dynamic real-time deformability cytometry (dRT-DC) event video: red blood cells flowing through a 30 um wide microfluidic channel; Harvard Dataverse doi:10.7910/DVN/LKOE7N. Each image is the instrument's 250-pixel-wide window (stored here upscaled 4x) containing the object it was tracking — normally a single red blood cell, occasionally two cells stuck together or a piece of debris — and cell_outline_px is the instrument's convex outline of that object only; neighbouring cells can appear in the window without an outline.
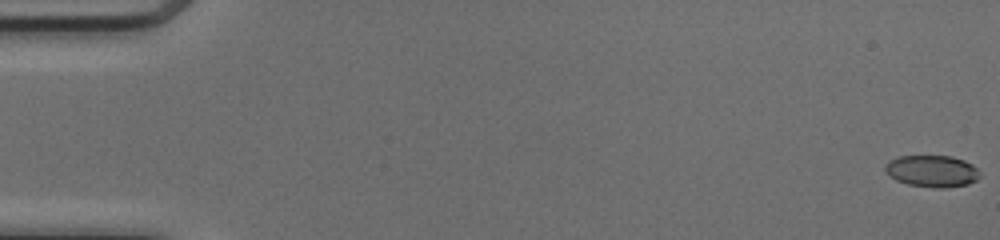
{"species": "common noctule bat (a hibernating species)", "species_latin": "Nyctalus noctula", "temperature_condition": "cold", "stored_images_in_passage": 51, "camera_frame_rate_fps": 3000, "um_per_image_px": 0.085, "animal": {"sex": "female", "body_mass_g": 17.0, "forearm_length_mm": 48.0}, "frame": {"image": 1, "passage_image": 1, "time_ms": 0.0, "image_size_px": [1000, 240], "cell_outline_px": [[980, 176], [976, 180], [968, 184], [944, 188], [936, 188], [908, 184], [896, 180], [884, 168], [884, 164], [888, 160], [900, 156], [952, 156], [964, 160], [972, 164], [980, 172]], "centroid_in_image_um": [79.24, 14.54], "position_along_channel_um": 5.8, "area_um2": 17.51}}
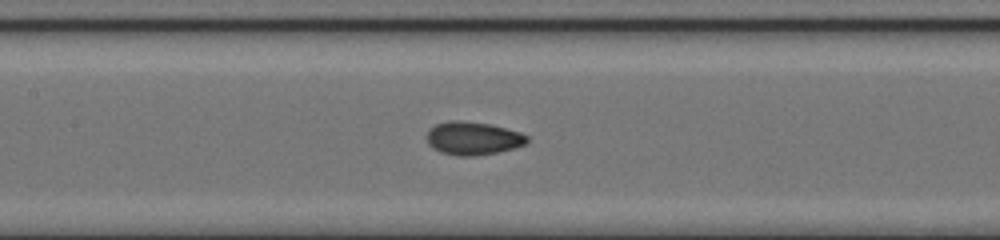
{"frame": {"image": 2, "passage_image": 25, "time_ms": 8.0, "image_size_px": [1000, 240], "cell_outline_px": [[528, 140], [524, 144], [512, 148], [496, 152], [476, 156], [456, 156], [440, 152], [432, 148], [428, 144], [424, 136], [436, 124], [448, 120], [460, 120], [492, 124], [520, 132], [528, 136]], "centroid_in_image_um": [40.16, 11.75], "position_along_channel_um": 167.2, "area_um2": 19.54}}
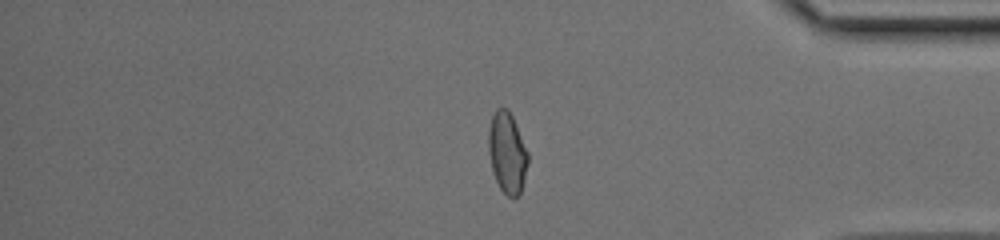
{"frame": {"image": 3, "passage_image": 43, "time_ms": 14.0, "image_size_px": [1000, 240], "cell_outline_px": [[528, 164], [520, 196], [512, 200], [500, 188], [492, 172], [488, 152], [488, 128], [492, 116], [496, 108], [508, 108], [512, 116], [528, 152]], "centroid_in_image_um": [43.1, 13.01], "position_along_channel_um": 392.1, "area_um2": 18.9}, "authors_computed_cell_mechanics": {"area_um2": 18.5538, "velocity_mm_per_s": 4.1526, "shape_relaxation_time_tau1_ms": 4.2901, "shape_relaxation_time_tau2_ms": 0.8545, "deformation_change_tau1": 0.1474, "deformation_change_tau2": 0.0446}}